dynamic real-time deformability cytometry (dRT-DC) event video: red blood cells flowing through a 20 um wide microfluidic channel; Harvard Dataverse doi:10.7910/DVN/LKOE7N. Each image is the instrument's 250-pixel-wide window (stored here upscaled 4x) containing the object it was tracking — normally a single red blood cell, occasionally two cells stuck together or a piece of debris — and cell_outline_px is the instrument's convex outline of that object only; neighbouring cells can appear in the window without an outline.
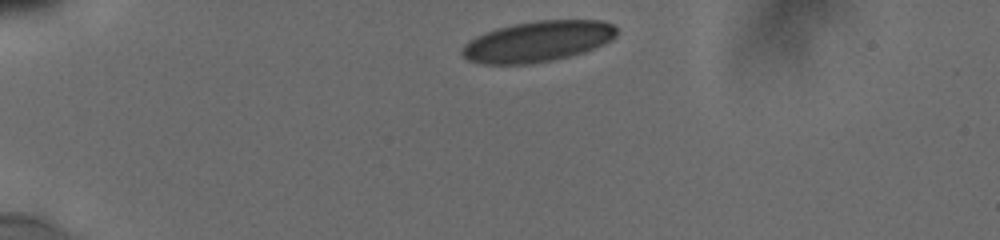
{"species": "human", "species_latin": "Homo sapiens", "temperature_condition": "cold", "stored_images_in_passage": 7, "camera_frame_rate_fps": 3000, "um_per_image_px": 0.085, "donor": {"sex": "male"}, "frame": {"image": 1, "passage_image": 1, "time_ms": 0.0, "image_size_px": [1000, 240], "cell_outline_px": [[616, 36], [612, 40], [596, 48], [584, 52], [552, 60], [524, 64], [480, 64], [468, 60], [460, 52], [464, 44], [476, 36], [484, 32], [496, 28], [512, 24], [536, 20], [604, 20], [612, 24], [616, 28]], "centroid_in_image_um": [45.7, 3.51], "position_along_channel_um": 39.3, "area_um2": 36.88}}
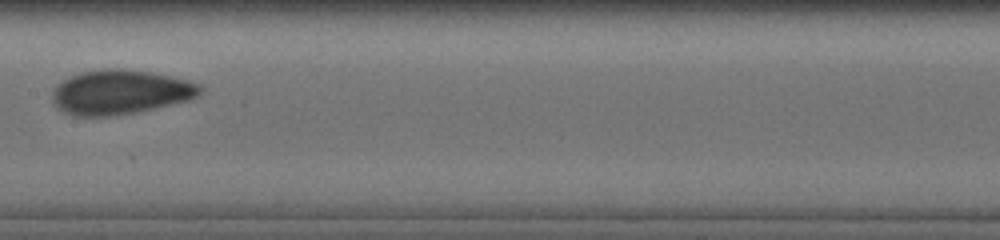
{"frame": {"image": 2, "passage_image": 6, "time_ms": 5.667, "image_size_px": [1000, 240], "cell_outline_px": [[204, 88], [196, 96], [188, 100], [136, 112], [108, 116], [76, 116], [64, 112], [56, 108], [52, 100], [52, 88], [60, 80], [80, 72], [104, 68], [124, 68], [152, 72], [188, 80], [200, 84]], "centroid_in_image_um": [10.17, 7.81], "position_along_channel_um": 197.2, "area_um2": 38.61}}
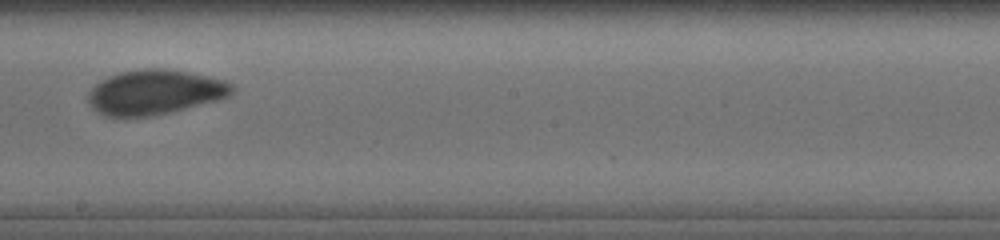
{"frame": {"image": 3, "passage_image": 7, "time_ms": 6.667, "image_size_px": [1000, 240], "cell_outline_px": [[236, 92], [232, 96], [168, 112], [148, 116], [104, 116], [96, 112], [92, 108], [88, 100], [88, 92], [100, 80], [108, 76], [120, 72], [144, 68], [160, 68], [188, 72], [208, 76], [224, 80], [232, 84], [236, 88]], "centroid_in_image_um": [13.16, 7.82], "position_along_channel_um": 235.0, "area_um2": 37.45}}